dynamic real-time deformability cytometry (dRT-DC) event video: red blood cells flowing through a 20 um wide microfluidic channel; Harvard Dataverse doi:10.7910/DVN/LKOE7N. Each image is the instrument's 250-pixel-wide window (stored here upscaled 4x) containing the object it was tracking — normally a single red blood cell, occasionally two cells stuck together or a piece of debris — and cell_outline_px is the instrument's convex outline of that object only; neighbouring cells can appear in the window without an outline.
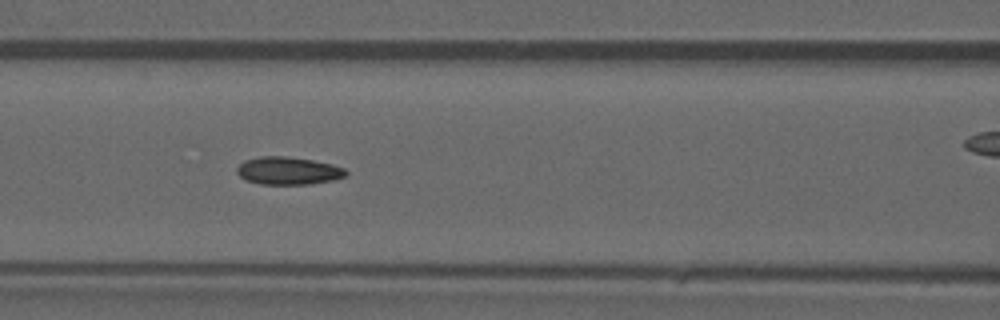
{"species": "common noctule bat (a hibernating species)", "species_latin": "Nyctalus noctula", "temperature_condition": "warm", "stored_images_in_passage": 48, "camera_frame_rate_fps": 3000, "um_per_image_px": 0.085, "animal": {"sex": "male", "forearm_length_mm": 52.5}, "frame": {"image": 1, "passage_image": 21, "time_ms": 6.667, "image_size_px": [1000, 320], "cell_outline_px": [[348, 172], [344, 176], [332, 180], [308, 184], [260, 184], [244, 180], [236, 172], [236, 168], [244, 160], [260, 156], [284, 156], [312, 160], [332, 164], [344, 168]], "centroid_in_image_um": [24.45, 14.51], "position_along_channel_um": 142.1, "area_um2": 17.57}}